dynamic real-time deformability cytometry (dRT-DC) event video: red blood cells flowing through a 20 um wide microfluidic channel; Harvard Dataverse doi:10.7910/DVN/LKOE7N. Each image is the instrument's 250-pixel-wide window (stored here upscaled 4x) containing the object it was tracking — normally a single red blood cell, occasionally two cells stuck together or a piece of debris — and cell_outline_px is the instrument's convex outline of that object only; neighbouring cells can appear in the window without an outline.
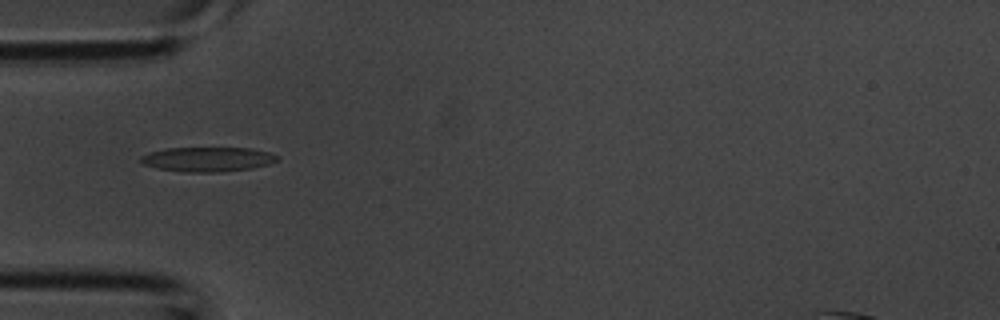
{"species": "common noctule bat (a hibernating species)", "species_latin": "Nyctalus noctula", "temperature_condition": "room temperature", "stored_images_in_passage": 5, "camera_frame_rate_fps": 3000, "um_per_image_px": 0.085, "animal": {"sex": "male", "body_mass_g": 20.1, "forearm_length_mm": 53.5}, "frame": {"image": 1, "passage_image": 5, "time_ms": 1.333, "image_size_px": [1000, 320], "cell_outline_px": [[280, 160], [268, 164], [252, 168], [220, 172], [184, 172], [156, 168], [144, 164], [140, 160], [140, 156], [164, 148], [252, 148], [268, 152], [280, 156]], "centroid_in_image_um": [17.68, 13.54], "position_along_channel_um": 67.3, "area_um2": 19.59}}